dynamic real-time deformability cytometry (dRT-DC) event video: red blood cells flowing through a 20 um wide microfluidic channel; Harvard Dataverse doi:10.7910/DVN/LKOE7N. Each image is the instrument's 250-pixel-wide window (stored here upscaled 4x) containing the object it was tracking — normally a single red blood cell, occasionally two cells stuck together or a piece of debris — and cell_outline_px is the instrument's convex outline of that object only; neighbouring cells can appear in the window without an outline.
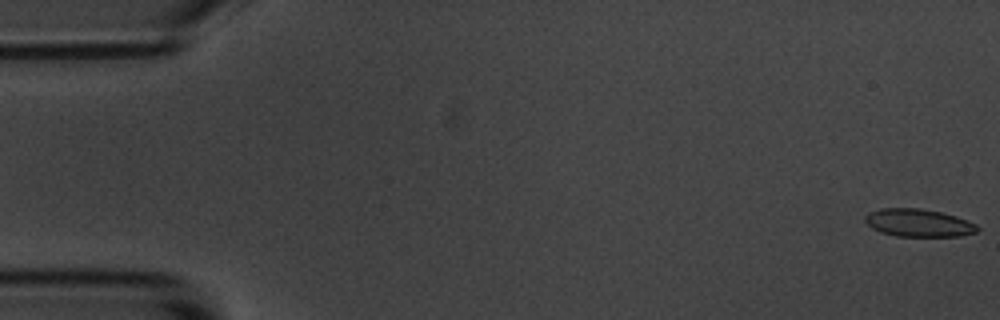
{"species": "common noctule bat (a hibernating species)", "species_latin": "Nyctalus noctula", "temperature_condition": "room temperature", "stored_images_in_passage": 2, "segment_of_instrument_passage": [2, 2], "camera_frame_rate_fps": 3000, "um_per_image_px": 0.085, "animal": {"sex": "male", "body_mass_g": 20.1, "forearm_length_mm": 53.5}, "frame": {"image": 1, "passage_image": 2, "time_ms": 1.333, "image_size_px": [1000, 320], "cell_outline_px": [[980, 228], [976, 232], [960, 236], [896, 236], [880, 232], [872, 228], [864, 220], [864, 216], [868, 212], [880, 208], [920, 208], [940, 212], [956, 216], [968, 220], [976, 224]], "centroid_in_image_um": [78.06, 18.94], "position_along_channel_um": 6.9, "area_um2": 18.26}}